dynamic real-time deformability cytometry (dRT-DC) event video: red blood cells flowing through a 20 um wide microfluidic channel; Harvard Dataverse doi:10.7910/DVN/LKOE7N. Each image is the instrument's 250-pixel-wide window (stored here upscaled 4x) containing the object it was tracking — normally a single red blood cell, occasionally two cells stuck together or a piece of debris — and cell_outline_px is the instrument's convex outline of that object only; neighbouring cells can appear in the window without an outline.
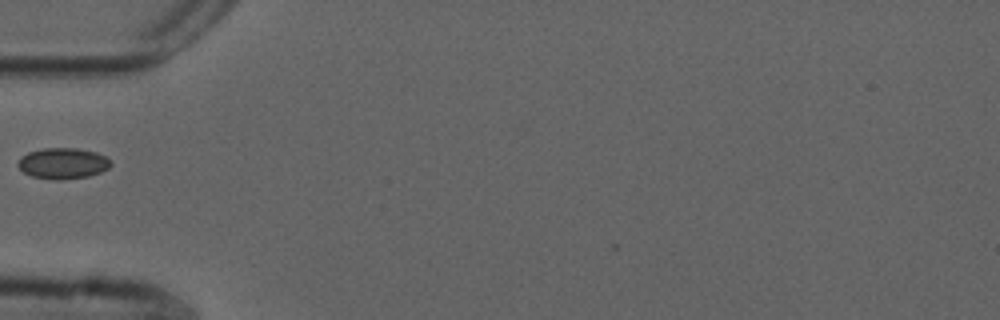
{"species": "common noctule bat (a hibernating species)", "species_latin": "Nyctalus noctula", "temperature_condition": "cold", "stored_images_in_passage": 37, "camera_frame_rate_fps": 3000, "um_per_image_px": 0.085, "animal": {"sex": "male", "forearm_length_mm": 52.5}, "frame": {"image": 1, "passage_image": 1, "time_ms": 0.0, "image_size_px": [1000, 320], "cell_outline_px": [[112, 164], [108, 168], [100, 172], [88, 176], [60, 180], [56, 180], [32, 176], [24, 172], [16, 164], [20, 156], [28, 152], [44, 148], [76, 148], [96, 152], [112, 160]], "centroid_in_image_um": [5.34, 13.88], "position_along_channel_um": 79.7, "area_um2": 16.76}}
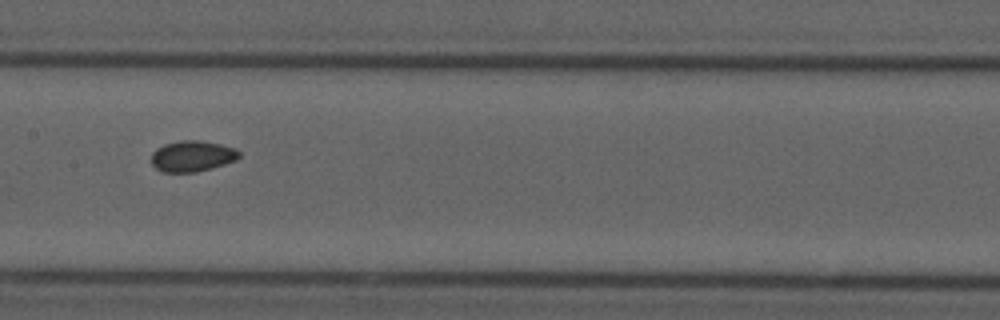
{"frame": {"image": 2, "passage_image": 10, "time_ms": 3.0, "image_size_px": [1000, 320], "cell_outline_px": [[240, 156], [236, 160], [212, 168], [196, 172], [164, 172], [156, 168], [152, 164], [152, 152], [156, 148], [164, 144], [180, 140], [200, 140], [220, 144], [236, 148], [240, 152]], "centroid_in_image_um": [16.35, 13.26], "position_along_channel_um": 191.1, "area_um2": 15.9}}
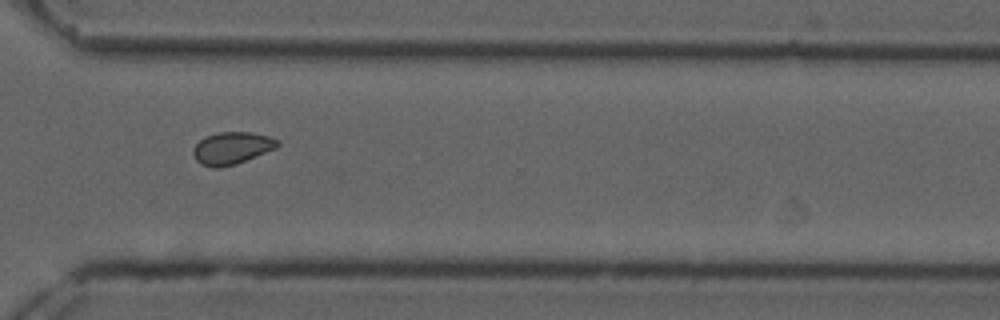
{"frame": {"image": 3, "passage_image": 23, "time_ms": 7.333, "image_size_px": [1000, 320], "cell_outline_px": [[280, 144], [276, 148], [236, 164], [220, 168], [212, 168], [200, 164], [196, 160], [192, 152], [192, 148], [204, 136], [220, 132], [252, 132], [268, 136], [280, 140]], "centroid_in_image_um": [19.69, 12.59], "position_along_channel_um": 350.9, "area_um2": 16.01}}